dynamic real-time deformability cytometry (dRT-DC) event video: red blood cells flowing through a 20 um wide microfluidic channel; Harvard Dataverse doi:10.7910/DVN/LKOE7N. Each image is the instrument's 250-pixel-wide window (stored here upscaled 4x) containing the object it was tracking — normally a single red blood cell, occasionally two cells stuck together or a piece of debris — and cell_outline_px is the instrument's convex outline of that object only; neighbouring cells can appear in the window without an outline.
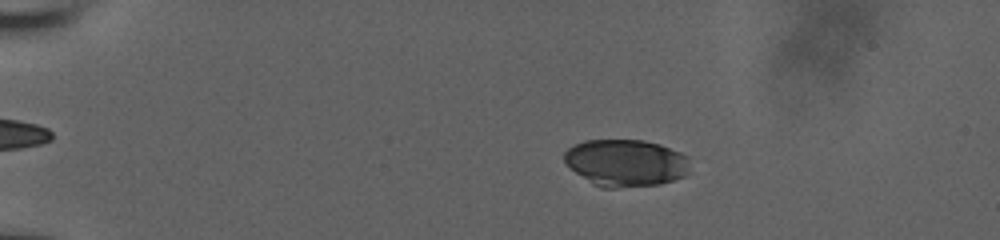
{"species": "human", "species_latin": "Homo sapiens", "temperature_condition": "room temperature", "stored_images_in_passage": 57, "camera_frame_rate_fps": 3000, "um_per_image_px": 0.085, "donor": {"sex": "male"}, "frame": {"image": 1, "passage_image": 13, "time_ms": 4.0, "image_size_px": [1000, 240], "cell_outline_px": [[688, 172], [684, 176], [660, 184], [616, 188], [600, 188], [592, 184], [576, 172], [564, 160], [564, 152], [568, 148], [584, 140], [644, 140], [660, 144], [680, 152], [688, 156]], "centroid_in_image_um": [53.19, 13.84], "position_along_channel_um": 31.8, "area_um2": 34.45}}
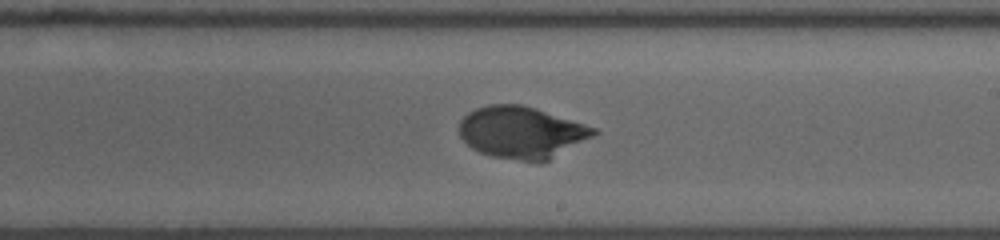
{"frame": {"image": 2, "passage_image": 36, "time_ms": 11.667, "image_size_px": [1000, 240], "cell_outline_px": [[600, 132], [548, 160], [540, 164], [492, 156], [480, 152], [472, 148], [460, 136], [460, 120], [468, 112], [476, 108], [488, 104], [520, 104], [536, 108], [596, 128]], "centroid_in_image_um": [44.32, 11.26], "position_along_channel_um": 244.7, "area_um2": 40.58}}
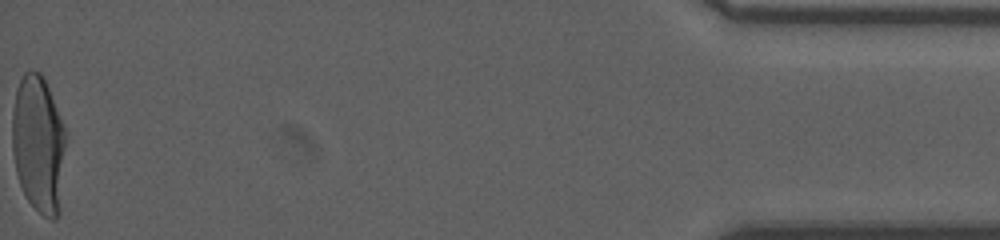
{"frame": {"image": 3, "passage_image": 57, "time_ms": 18.667, "image_size_px": [1000, 240], "cell_outline_px": [[68, 132], [60, 212], [56, 220], [52, 220], [44, 216], [28, 200], [20, 184], [16, 172], [12, 152], [12, 112], [16, 88], [24, 72], [28, 68], [32, 68], [40, 72], [48, 88]], "centroid_in_image_um": [3.3, 12.24], "position_along_channel_um": 431.9, "area_um2": 44.04}, "authors_computed_cell_mechanics": {"area_um2": 40.2288, "velocity_mm_per_s": 3.9189, "shape_relaxation_time_tau1_ms": 3.0556, "shape_relaxation_time_tau2_ms": null, "deformation_change_tau1": 0.1449, "deformation_change_tau2": null}}